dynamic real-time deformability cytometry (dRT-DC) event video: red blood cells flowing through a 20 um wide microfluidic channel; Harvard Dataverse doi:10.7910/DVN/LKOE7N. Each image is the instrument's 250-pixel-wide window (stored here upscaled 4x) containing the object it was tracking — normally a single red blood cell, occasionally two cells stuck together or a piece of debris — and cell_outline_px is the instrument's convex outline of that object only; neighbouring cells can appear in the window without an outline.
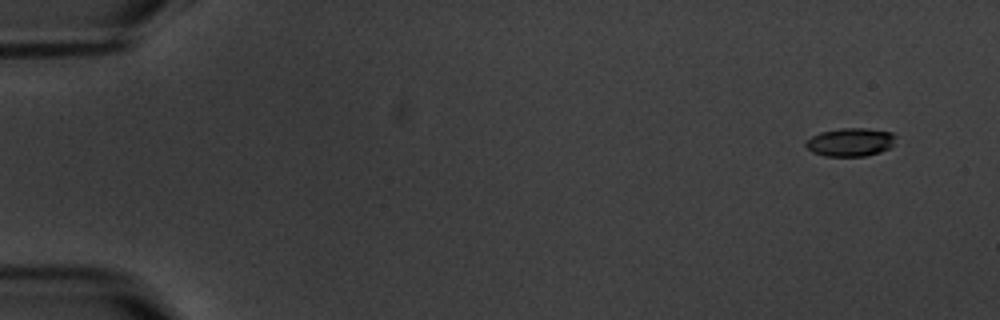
{"species": "common noctule bat (a hibernating species)", "species_latin": "Nyctalus noctula", "temperature_condition": "warm", "stored_images_in_passage": 7, "camera_frame_rate_fps": 3000, "um_per_image_px": 0.085, "animal": {"sex": "male", "body_mass_g": 20.1, "forearm_length_mm": 53.5}, "frame": {"image": 1, "passage_image": 2, "time_ms": 1.333, "image_size_px": [1000, 320], "cell_outline_px": [[896, 136], [892, 144], [888, 148], [880, 152], [864, 156], [824, 156], [812, 152], [804, 144], [804, 140], [820, 132], [840, 128], [868, 128], [892, 132]], "centroid_in_image_um": [72.25, 12.07], "position_along_channel_um": 12.8, "area_um2": 14.91}}
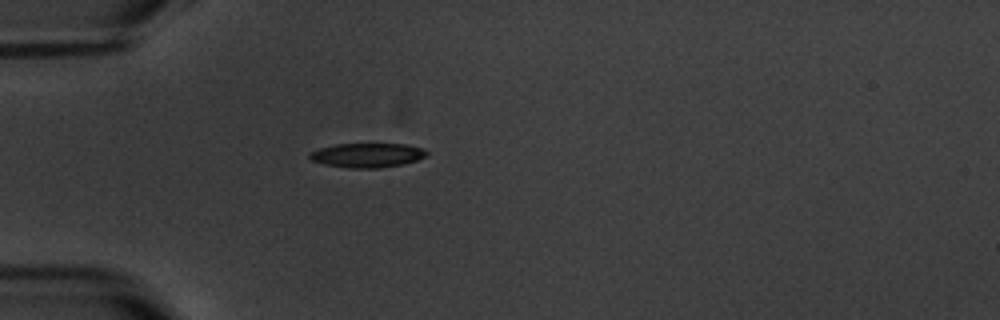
{"frame": {"image": 2, "passage_image": 6, "time_ms": 6.0, "image_size_px": [1000, 320], "cell_outline_px": [[428, 152], [424, 156], [416, 160], [400, 164], [380, 168], [348, 168], [324, 164], [312, 160], [308, 156], [308, 152], [320, 148], [336, 144], [404, 144], [424, 148]], "centroid_in_image_um": [31.18, 13.19], "position_along_channel_um": 53.8, "area_um2": 16.47}}